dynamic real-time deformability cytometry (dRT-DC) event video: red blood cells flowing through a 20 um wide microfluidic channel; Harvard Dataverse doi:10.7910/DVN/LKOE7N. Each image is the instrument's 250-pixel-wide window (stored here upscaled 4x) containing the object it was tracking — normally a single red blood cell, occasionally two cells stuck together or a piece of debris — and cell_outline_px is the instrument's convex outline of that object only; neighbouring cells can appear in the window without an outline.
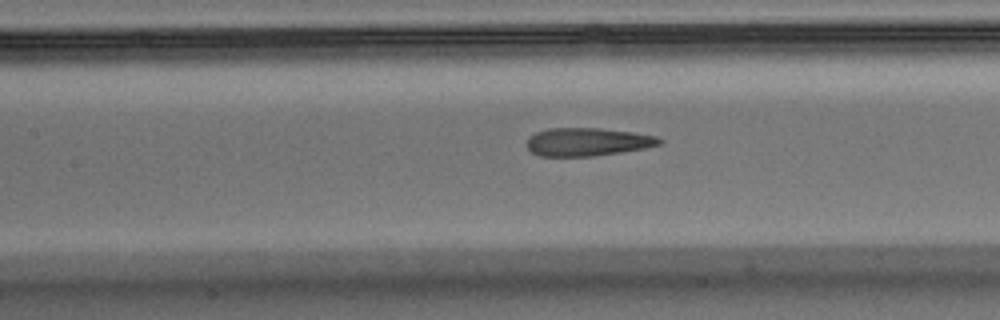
{"species": "Egyptian fruit bat (a non-hibernating species)", "species_latin": "Rousettus aegyptiacus", "temperature_condition": "warm", "stored_images_in_passage": 39, "camera_frame_rate_fps": 3000, "um_per_image_px": 0.085, "animal": {"sex": "male"}, "frame": {"image": 1, "passage_image": 20, "time_ms": 6.333, "image_size_px": [1000, 320], "cell_outline_px": [[664, 140], [660, 144], [644, 148], [596, 156], [540, 156], [532, 152], [528, 148], [528, 136], [536, 132], [548, 128], [600, 128], [632, 132], [656, 136]], "centroid_in_image_um": [49.93, 12.05], "position_along_channel_um": 157.5, "area_um2": 21.68}}
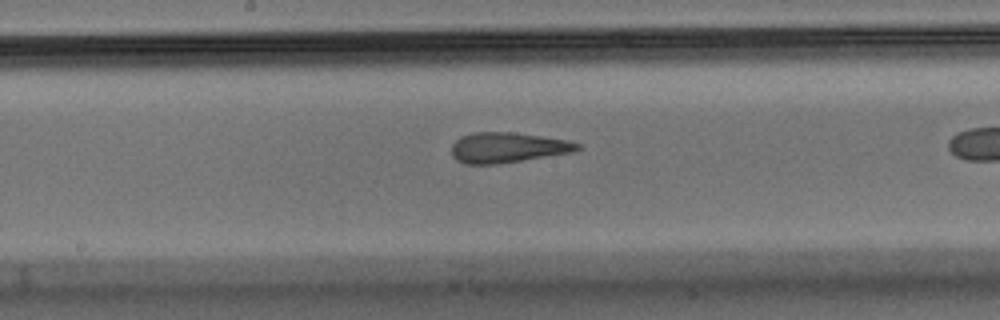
{"frame": {"image": 2, "passage_image": 24, "time_ms": 7.667, "image_size_px": [1000, 320], "cell_outline_px": [[580, 148], [572, 152], [496, 164], [464, 164], [456, 160], [452, 156], [452, 144], [460, 136], [472, 132], [508, 132], [540, 136], [568, 140], [580, 144]], "centroid_in_image_um": [43.09, 12.54], "position_along_channel_um": 205.1, "area_um2": 22.02}}
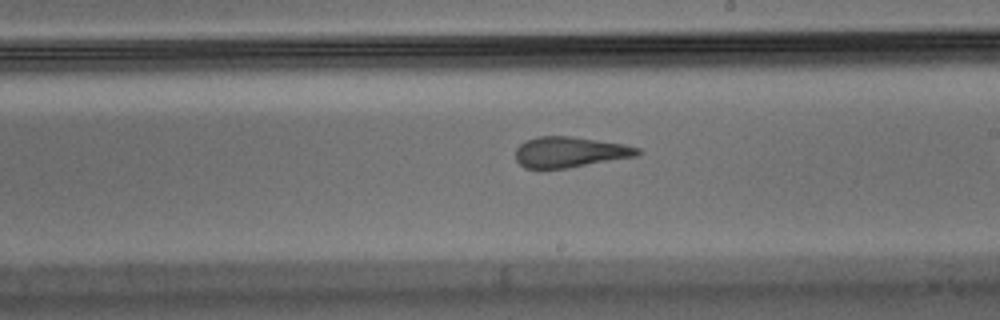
{"frame": {"image": 3, "passage_image": 27, "time_ms": 8.667, "image_size_px": [1000, 320], "cell_outline_px": [[644, 152], [636, 156], [568, 168], [540, 172], [524, 168], [516, 160], [516, 148], [524, 140], [536, 136], [572, 136], [624, 144], [640, 148]], "centroid_in_image_um": [48.38, 12.96], "position_along_channel_um": 240.6, "area_um2": 22.54}}